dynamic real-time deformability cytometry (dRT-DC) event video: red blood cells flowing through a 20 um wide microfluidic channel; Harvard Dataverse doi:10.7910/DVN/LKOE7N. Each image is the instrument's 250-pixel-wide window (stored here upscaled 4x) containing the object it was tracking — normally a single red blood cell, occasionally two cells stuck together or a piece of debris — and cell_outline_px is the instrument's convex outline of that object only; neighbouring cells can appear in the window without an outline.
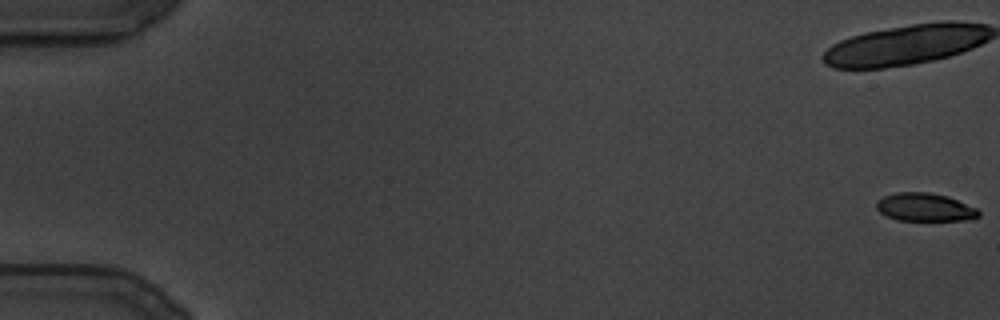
{"species": "common noctule bat (a hibernating species)", "species_latin": "Nyctalus noctula", "temperature_condition": "cold", "stored_images_in_passage": 27, "camera_frame_rate_fps": 3000, "um_per_image_px": 0.085, "animal": {"sex": "male", "body_mass_g": 19.5, "forearm_length_mm": 54.6}, "frame": {"image": 1, "passage_image": 1, "time_ms": 0.0, "image_size_px": [1000, 320], "cell_outline_px": [[980, 216], [972, 220], [896, 220], [880, 212], [876, 208], [876, 200], [884, 196], [896, 192], [928, 192], [948, 196], [976, 208], [980, 212]], "centroid_in_image_um": [78.62, 17.61], "position_along_channel_um": 6.4, "area_um2": 16.82}}